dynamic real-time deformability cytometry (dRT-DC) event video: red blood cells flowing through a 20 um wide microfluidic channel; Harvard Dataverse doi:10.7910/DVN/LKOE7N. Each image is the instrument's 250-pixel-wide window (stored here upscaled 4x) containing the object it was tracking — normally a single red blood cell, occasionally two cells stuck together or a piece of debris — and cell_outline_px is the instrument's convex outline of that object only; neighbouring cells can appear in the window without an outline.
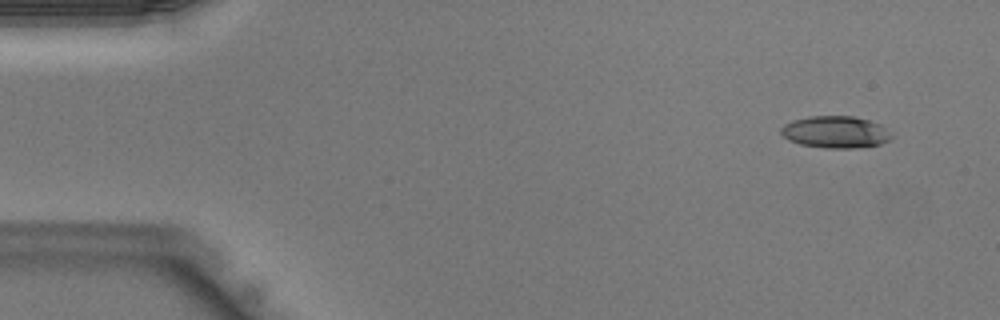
{"species": "Egyptian fruit bat (a non-hibernating species)", "species_latin": "Rousettus aegyptiacus", "temperature_condition": "warm", "stored_images_in_passage": 42, "camera_frame_rate_fps": 3000, "um_per_image_px": 0.085, "animal": {"sex": "male"}, "frame": {"image": 1, "passage_image": 3, "time_ms": 0.667, "image_size_px": [1000, 320], "cell_outline_px": [[892, 136], [888, 140], [880, 144], [852, 148], [824, 148], [800, 144], [788, 140], [780, 132], [780, 128], [784, 124], [792, 120], [808, 116], [856, 116], [880, 124]], "centroid_in_image_um": [70.96, 11.21], "position_along_channel_um": 14.0, "area_um2": 20.52}}
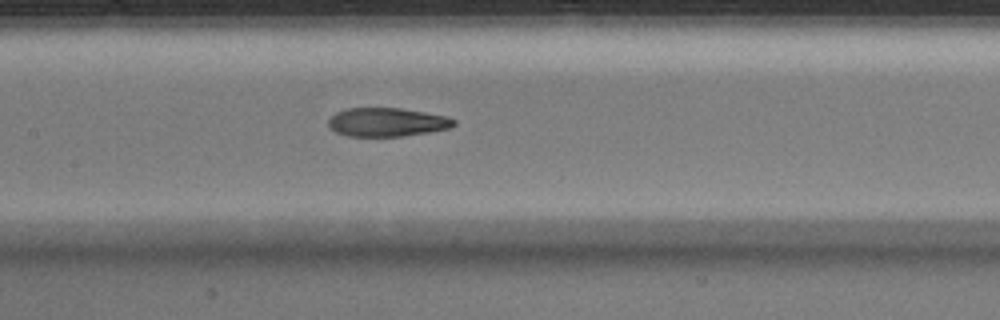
{"frame": {"image": 2, "passage_image": 20, "time_ms": 6.333, "image_size_px": [1000, 320], "cell_outline_px": [[456, 124], [448, 128], [428, 132], [400, 136], [344, 136], [328, 128], [328, 120], [336, 112], [348, 108], [400, 108], [448, 116], [456, 120]], "centroid_in_image_um": [32.86, 10.38], "position_along_channel_um": 174.5, "area_um2": 20.98}}
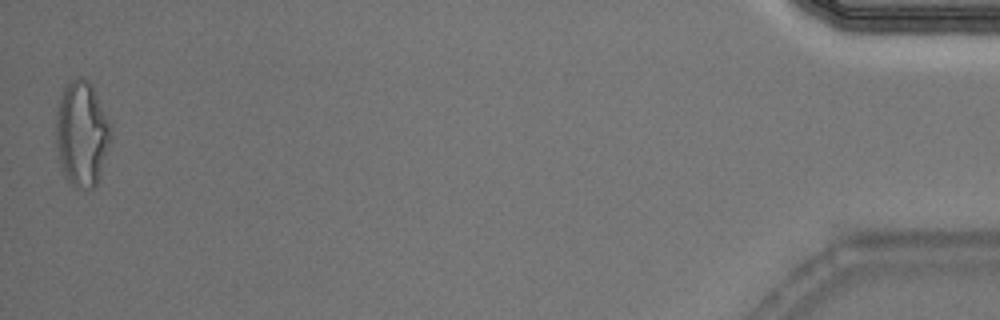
{"frame": {"image": 3, "passage_image": 42, "time_ms": 13.667, "image_size_px": [1000, 320], "cell_outline_px": [[112, 140], [96, 184], [92, 188], [76, 188], [64, 176], [56, 144], [56, 112], [60, 96], [64, 84], [72, 80], [88, 80], [112, 128]], "centroid_in_image_um": [6.95, 11.39], "position_along_channel_um": 428.3, "area_um2": 33.23}}